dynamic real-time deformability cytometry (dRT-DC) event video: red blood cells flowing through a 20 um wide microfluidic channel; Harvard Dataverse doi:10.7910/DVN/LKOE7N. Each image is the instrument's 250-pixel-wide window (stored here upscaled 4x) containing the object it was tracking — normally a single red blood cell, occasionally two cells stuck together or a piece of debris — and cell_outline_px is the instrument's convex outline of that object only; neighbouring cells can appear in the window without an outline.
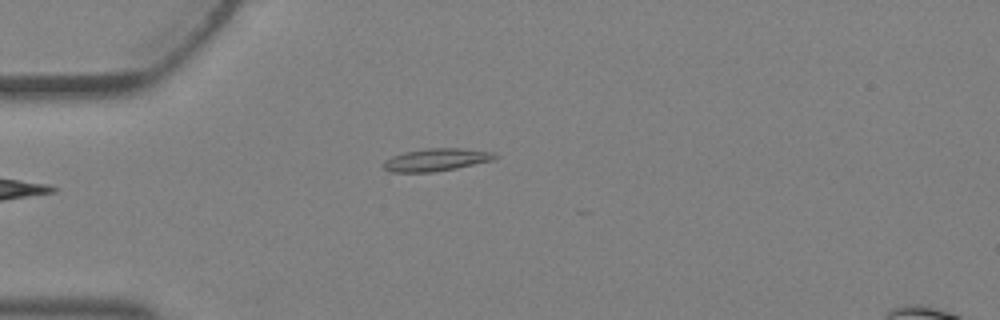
{"species": "Egyptian fruit bat (a non-hibernating species)", "species_latin": "Rousettus aegyptiacus", "temperature_condition": "warm", "stored_images_in_passage": 3, "camera_frame_rate_fps": 3000, "um_per_image_px": 0.085, "animal": {"sex": "female"}, "frame": {"image": 1, "passage_image": 2, "time_ms": 0.333, "image_size_px": [1000, 320], "cell_outline_px": [[500, 156], [492, 160], [456, 168], [432, 172], [388, 172], [384, 168], [384, 160], [392, 156], [404, 152], [428, 148], [464, 148], [492, 152]], "centroid_in_image_um": [37.07, 13.57], "position_along_channel_um": 47.9, "area_um2": 14.62}}